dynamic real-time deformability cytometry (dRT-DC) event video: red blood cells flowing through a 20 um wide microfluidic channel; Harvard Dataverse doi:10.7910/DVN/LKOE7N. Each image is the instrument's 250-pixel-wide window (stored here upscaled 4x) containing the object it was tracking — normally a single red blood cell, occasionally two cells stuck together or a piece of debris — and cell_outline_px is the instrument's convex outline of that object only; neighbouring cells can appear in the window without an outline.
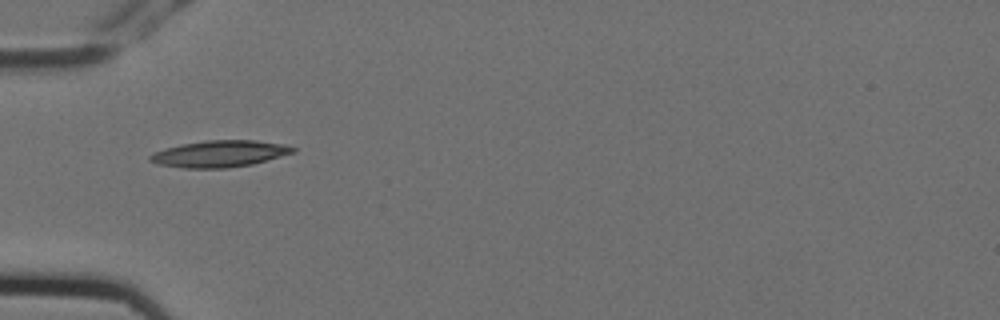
{"species": "Egyptian fruit bat (a non-hibernating species)", "species_latin": "Rousettus aegyptiacus", "temperature_condition": "cold", "stored_images_in_passage": 4, "camera_frame_rate_fps": 3000, "um_per_image_px": 0.085, "animal": {"sex": "female"}, "frame": {"image": 1, "passage_image": 4, "time_ms": 1.0, "image_size_px": [1000, 320], "cell_outline_px": [[296, 152], [252, 164], [228, 168], [184, 168], [156, 164], [148, 160], [148, 156], [164, 148], [180, 144], [204, 140], [256, 140], [284, 144], [296, 148]], "centroid_in_image_um": [18.65, 13.07], "position_along_channel_um": 66.3, "area_um2": 22.31}}